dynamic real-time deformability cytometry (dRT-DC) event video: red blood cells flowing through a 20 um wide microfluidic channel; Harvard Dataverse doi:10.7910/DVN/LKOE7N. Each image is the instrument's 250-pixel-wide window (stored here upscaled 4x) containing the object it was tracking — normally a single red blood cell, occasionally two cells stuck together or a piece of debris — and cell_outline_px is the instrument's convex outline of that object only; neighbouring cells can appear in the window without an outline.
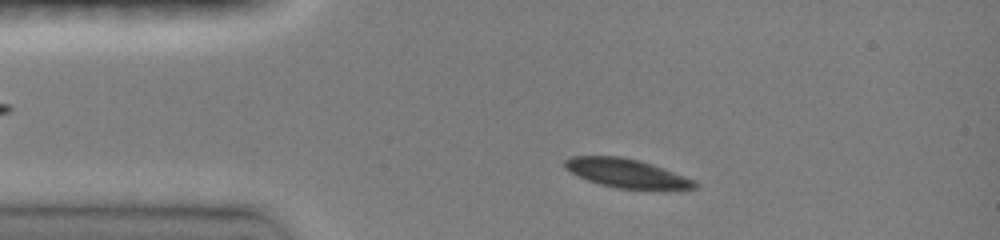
{"species": "common noctule bat (a hibernating species)", "species_latin": "Nyctalus noctula", "temperature_condition": "room temperature", "stored_images_in_passage": 63, "camera_frame_rate_fps": 3000, "um_per_image_px": 0.085, "animal": {"sex": "female", "body_mass_g": 19.0, "forearm_length_mm": 51.5}, "frame": {"image": 1, "passage_image": 12, "time_ms": 1.667, "image_size_px": [1000, 240], "cell_outline_px": [[696, 188], [616, 188], [600, 184], [588, 180], [564, 168], [564, 160], [572, 156], [620, 156], [640, 160], [664, 168], [696, 180]], "centroid_in_image_um": [53.22, 14.7], "position_along_channel_um": 31.8, "area_um2": 21.39}}
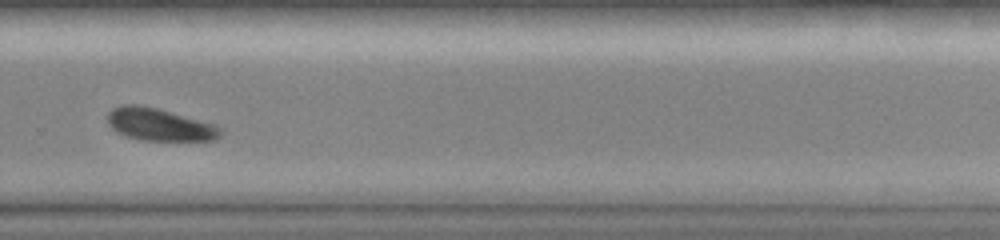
{"frame": {"image": 2, "passage_image": 52, "time_ms": 9.667, "image_size_px": [1000, 240], "cell_outline_px": [[224, 132], [216, 140], [140, 140], [116, 132], [108, 124], [108, 112], [112, 108], [120, 104], [140, 104], [172, 112], [216, 124], [224, 128]], "centroid_in_image_um": [13.59, 10.58], "position_along_channel_um": 316.2, "area_um2": 21.62}}
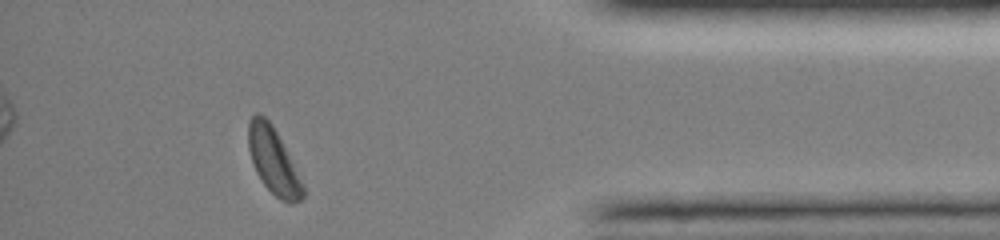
{"frame": {"image": 3, "passage_image": 61, "time_ms": 12.667, "image_size_px": [1000, 240], "cell_outline_px": [[304, 196], [300, 200], [292, 204], [288, 204], [280, 200], [264, 184], [256, 172], [248, 148], [248, 120], [256, 112], [264, 116], [272, 124], [304, 184]], "centroid_in_image_um": [23.23, 13.68], "position_along_channel_um": 412.0, "area_um2": 20.87}, "authors_computed_cell_mechanics": {"area_um2": 22.5998, "velocity_mm_per_s": 3.9935, "shape_relaxation_time_tau1_ms": 3.5033, "shape_relaxation_time_tau2_ms": null, "deformation_change_tau1": 0.1114, "deformation_change_tau2": null}}